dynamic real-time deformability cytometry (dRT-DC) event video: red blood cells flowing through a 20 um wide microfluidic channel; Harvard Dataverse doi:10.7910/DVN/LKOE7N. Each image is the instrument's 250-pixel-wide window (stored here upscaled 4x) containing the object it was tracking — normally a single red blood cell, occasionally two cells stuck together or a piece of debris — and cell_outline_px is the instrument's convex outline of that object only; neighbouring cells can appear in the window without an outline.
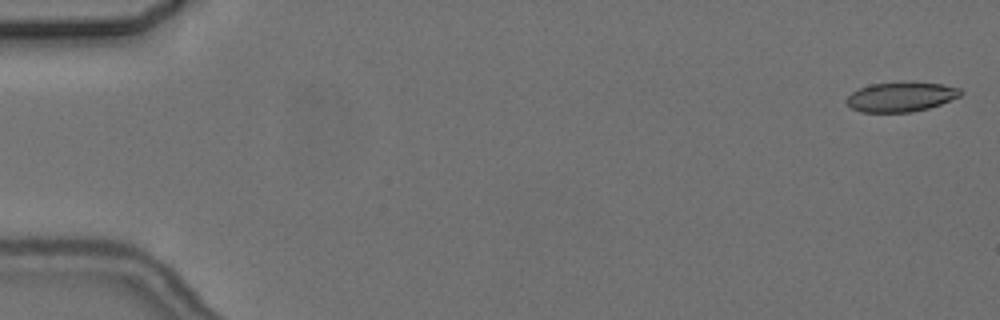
{"species": "common noctule bat (a hibernating species)", "species_latin": "Nyctalus noctula", "temperature_condition": "cold", "stored_images_in_passage": 5, "camera_frame_rate_fps": 3000, "um_per_image_px": 0.085, "animal": {"sex": "female", "body_mass_g": 24.6, "forearm_length_mm": 56.2}, "frame": {"image": 1, "passage_image": 1, "time_ms": 0.0, "image_size_px": [1000, 320], "cell_outline_px": [[964, 92], [960, 96], [940, 104], [928, 108], [912, 112], [860, 112], [852, 108], [844, 100], [852, 92], [860, 88], [872, 84], [940, 84], [960, 88]], "centroid_in_image_um": [76.56, 8.27], "position_along_channel_um": 8.4, "area_um2": 19.02}}
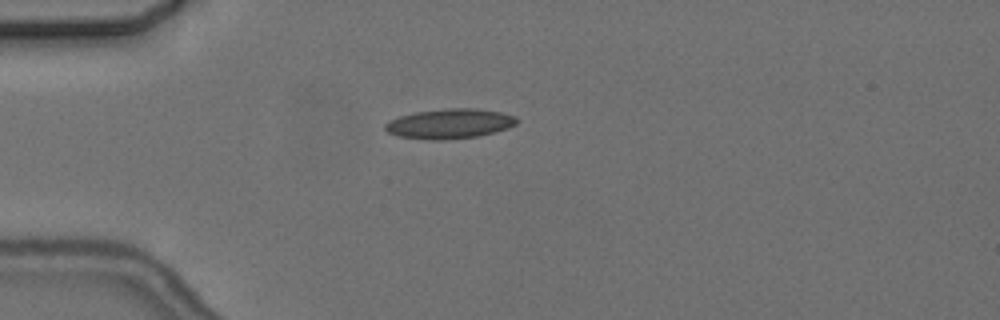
{"frame": {"image": 2, "passage_image": 5, "time_ms": 4.667, "image_size_px": [1000, 320], "cell_outline_px": [[516, 124], [508, 128], [496, 132], [476, 136], [440, 140], [432, 140], [400, 136], [388, 132], [384, 128], [384, 124], [388, 120], [400, 116], [416, 112], [448, 108], [476, 108], [500, 112], [516, 116]], "centroid_in_image_um": [38.22, 10.51], "position_along_channel_um": 46.8, "area_um2": 22.72}}